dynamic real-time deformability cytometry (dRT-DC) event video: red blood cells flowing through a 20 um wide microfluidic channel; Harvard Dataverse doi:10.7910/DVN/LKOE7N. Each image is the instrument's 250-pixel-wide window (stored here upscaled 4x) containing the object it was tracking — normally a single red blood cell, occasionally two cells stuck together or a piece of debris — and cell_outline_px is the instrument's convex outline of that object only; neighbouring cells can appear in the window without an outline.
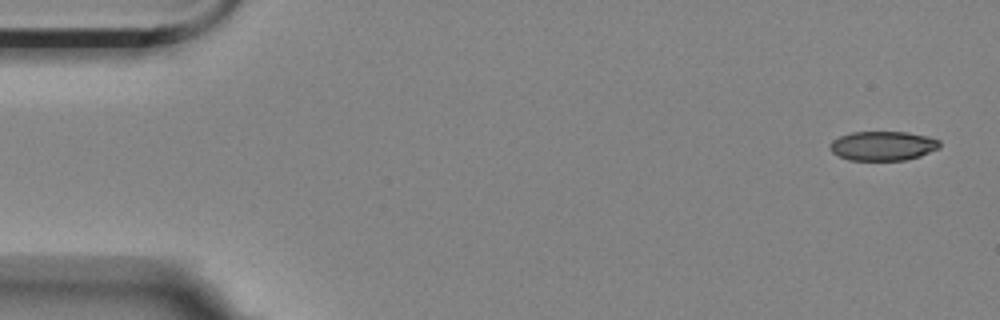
{"species": "Egyptian fruit bat (a non-hibernating species)", "species_latin": "Rousettus aegyptiacus", "temperature_condition": "room temperature", "stored_images_in_passage": 5, "camera_frame_rate_fps": 3000, "um_per_image_px": 0.085, "animal": {"sex": "female"}, "frame": {"image": 1, "passage_image": 1, "time_ms": 0.0, "image_size_px": [1000, 320], "cell_outline_px": [[940, 148], [920, 156], [904, 160], [848, 160], [832, 152], [828, 148], [828, 144], [832, 140], [840, 136], [852, 132], [908, 132], [928, 136], [940, 140]], "centroid_in_image_um": [75.04, 12.39], "position_along_channel_um": 10.0, "area_um2": 18.9}}
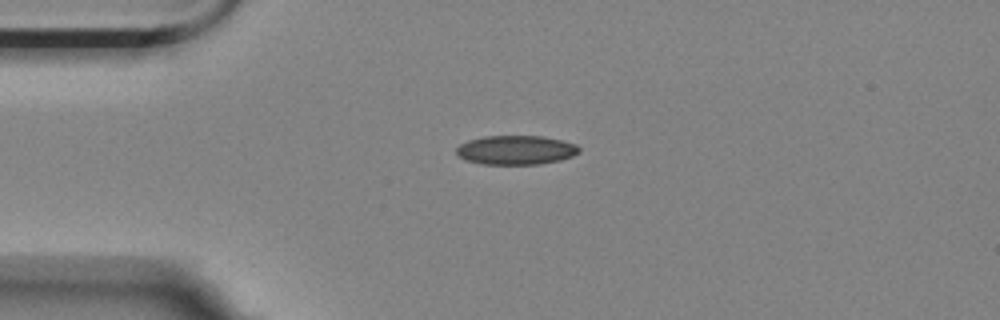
{"frame": {"image": 2, "passage_image": 4, "time_ms": 1.0, "image_size_px": [1000, 320], "cell_outline_px": [[580, 152], [572, 156], [560, 160], [540, 164], [480, 164], [468, 160], [460, 156], [456, 152], [456, 148], [460, 144], [468, 140], [484, 136], [544, 136], [576, 144], [580, 148]], "centroid_in_image_um": [43.87, 12.75], "position_along_channel_um": 41.1, "area_um2": 20.81}}